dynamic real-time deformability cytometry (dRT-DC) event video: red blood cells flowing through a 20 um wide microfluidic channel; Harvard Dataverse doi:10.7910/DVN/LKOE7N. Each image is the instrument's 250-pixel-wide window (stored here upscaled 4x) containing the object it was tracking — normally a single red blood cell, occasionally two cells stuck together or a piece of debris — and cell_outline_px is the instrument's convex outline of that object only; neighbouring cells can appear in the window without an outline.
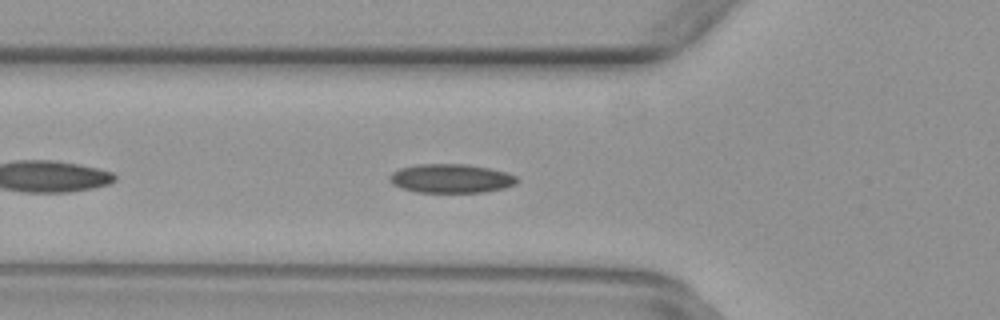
{"species": "common noctule bat (a hibernating species)", "species_latin": "Nyctalus noctula", "temperature_condition": "warm", "stored_images_in_passage": 38, "camera_frame_rate_fps": 3000, "um_per_image_px": 0.085, "animal": {"sex": "female", "body_mass_g": 29.2, "forearm_length_mm": 56.3}, "frame": {"image": 1, "passage_image": 5, "time_ms": 1.333, "image_size_px": [1000, 320], "cell_outline_px": [[520, 180], [516, 184], [504, 188], [484, 192], [416, 192], [400, 188], [392, 184], [388, 180], [388, 176], [392, 172], [400, 168], [416, 164], [464, 164], [488, 168], [504, 172], [516, 176]], "centroid_in_image_um": [38.3, 15.17], "position_along_channel_um": 87.5, "area_um2": 21.56}}
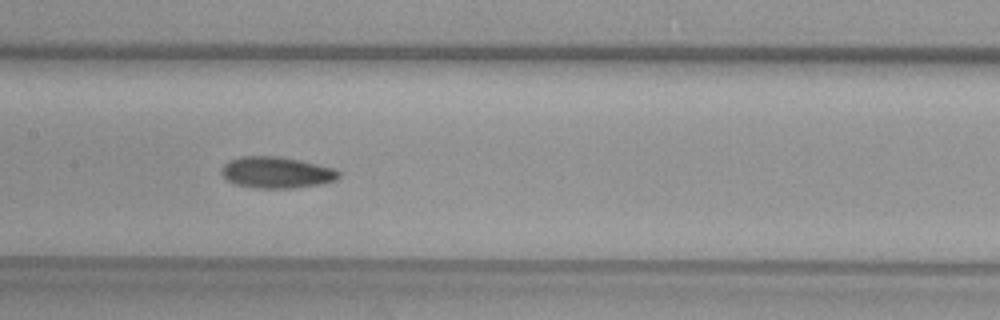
{"frame": {"image": 2, "passage_image": 12, "time_ms": 3.667, "image_size_px": [1000, 320], "cell_outline_px": [[340, 176], [336, 180], [320, 184], [292, 188], [256, 188], [236, 184], [228, 180], [220, 172], [220, 168], [228, 160], [240, 156], [280, 156], [300, 160], [332, 168], [340, 172]], "centroid_in_image_um": [23.47, 14.65], "position_along_channel_um": 183.9, "area_um2": 21.44}}
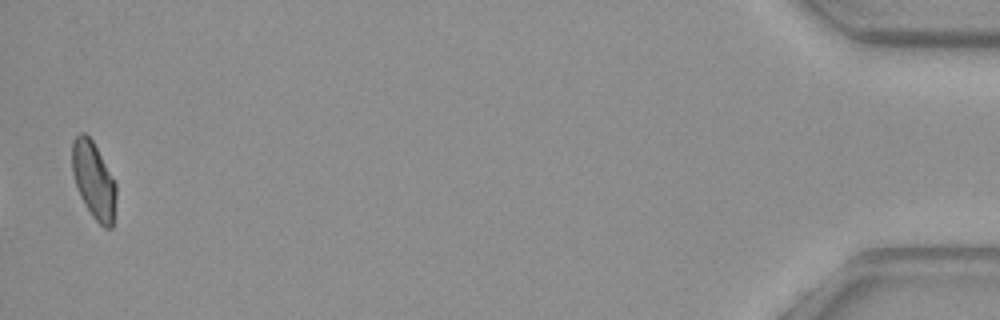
{"frame": {"image": 3, "passage_image": 37, "time_ms": 12.0, "image_size_px": [1000, 320], "cell_outline_px": [[116, 196], [112, 228], [104, 228], [92, 216], [84, 204], [80, 196], [72, 172], [72, 140], [80, 132], [84, 132], [92, 140], [116, 184]], "centroid_in_image_um": [7.95, 15.33], "position_along_channel_um": 427.2, "area_um2": 19.48}}